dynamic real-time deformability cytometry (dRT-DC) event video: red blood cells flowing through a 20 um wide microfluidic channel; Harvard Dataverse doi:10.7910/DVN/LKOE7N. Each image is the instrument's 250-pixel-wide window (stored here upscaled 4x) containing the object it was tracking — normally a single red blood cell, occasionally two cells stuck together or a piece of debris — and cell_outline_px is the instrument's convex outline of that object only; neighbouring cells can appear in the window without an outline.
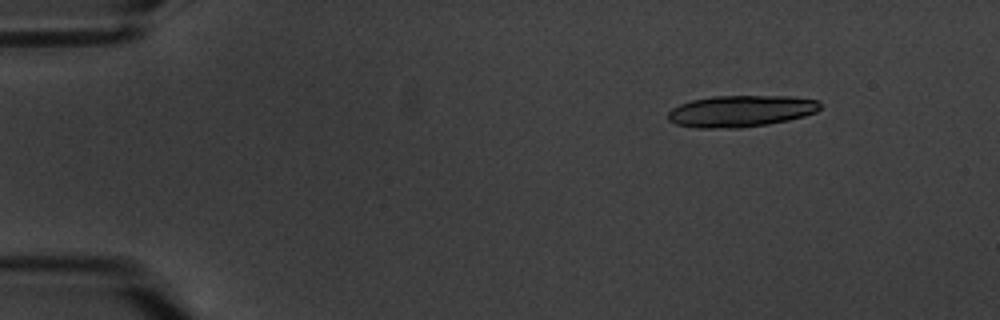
{"species": "common noctule bat (a hibernating species)", "species_latin": "Nyctalus noctula", "temperature_condition": "warm", "stored_images_in_passage": 5, "camera_frame_rate_fps": 3000, "um_per_image_px": 0.085, "animal": {"sex": "male", "body_mass_g": 20.1, "forearm_length_mm": 53.5}, "frame": {"image": 1, "passage_image": 1, "time_ms": 0.0, "image_size_px": [1000, 320], "cell_outline_px": [[820, 108], [816, 112], [804, 116], [788, 120], [768, 124], [740, 128], [696, 128], [676, 124], [668, 120], [668, 112], [672, 108], [680, 104], [692, 100], [712, 96], [792, 96], [820, 100]], "centroid_in_image_um": [62.98, 9.44], "position_along_channel_um": 22.0, "area_um2": 28.15}}